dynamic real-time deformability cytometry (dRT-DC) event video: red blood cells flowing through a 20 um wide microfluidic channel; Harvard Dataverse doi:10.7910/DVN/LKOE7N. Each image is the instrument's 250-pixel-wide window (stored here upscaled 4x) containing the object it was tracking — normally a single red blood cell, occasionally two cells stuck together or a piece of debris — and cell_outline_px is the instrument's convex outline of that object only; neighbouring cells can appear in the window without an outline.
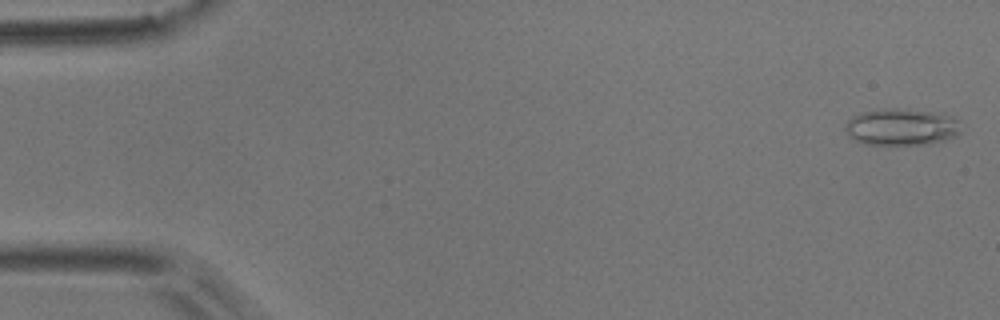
{"species": "common noctule bat (a hibernating species)", "species_latin": "Nyctalus noctula", "temperature_condition": "room temperature", "stored_images_in_passage": 5, "camera_frame_rate_fps": 3000, "um_per_image_px": 0.085, "animal": {"sex": "male", "body_mass_g": 17.9}, "frame": {"image": 1, "passage_image": 1, "time_ms": 0.0, "image_size_px": [1000, 320], "cell_outline_px": [[960, 132], [956, 136], [944, 140], [928, 144], [864, 144], [848, 136], [844, 128], [844, 124], [852, 116], [860, 112], [884, 108], [900, 108], [940, 112], [956, 120]], "centroid_in_image_um": [76.57, 10.78], "position_along_channel_um": 8.4, "area_um2": 24.91}}